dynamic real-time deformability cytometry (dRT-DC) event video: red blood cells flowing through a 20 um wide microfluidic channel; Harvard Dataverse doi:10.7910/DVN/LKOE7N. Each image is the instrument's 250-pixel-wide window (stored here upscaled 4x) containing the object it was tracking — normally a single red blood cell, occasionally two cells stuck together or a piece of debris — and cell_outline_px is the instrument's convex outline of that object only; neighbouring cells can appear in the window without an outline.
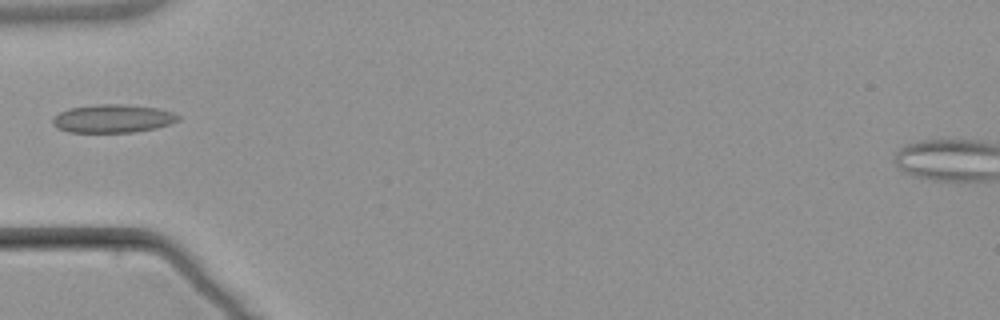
{"species": "common noctule bat (a hibernating species)", "species_latin": "Nyctalus noctula", "temperature_condition": "warm", "stored_images_in_passage": 5, "camera_frame_rate_fps": 3000, "um_per_image_px": 0.085, "animal": {"sex": "male", "body_mass_g": 21.5, "forearm_length_mm": 52.0}, "frame": {"image": 1, "passage_image": 5, "time_ms": 4.667, "image_size_px": [1000, 320], "cell_outline_px": [[180, 120], [156, 128], [136, 132], [68, 132], [56, 128], [52, 124], [52, 116], [68, 108], [96, 104], [124, 104], [156, 108], [172, 112], [180, 116]], "centroid_in_image_um": [9.54, 10.08], "position_along_channel_um": 75.5, "area_um2": 20.81}}